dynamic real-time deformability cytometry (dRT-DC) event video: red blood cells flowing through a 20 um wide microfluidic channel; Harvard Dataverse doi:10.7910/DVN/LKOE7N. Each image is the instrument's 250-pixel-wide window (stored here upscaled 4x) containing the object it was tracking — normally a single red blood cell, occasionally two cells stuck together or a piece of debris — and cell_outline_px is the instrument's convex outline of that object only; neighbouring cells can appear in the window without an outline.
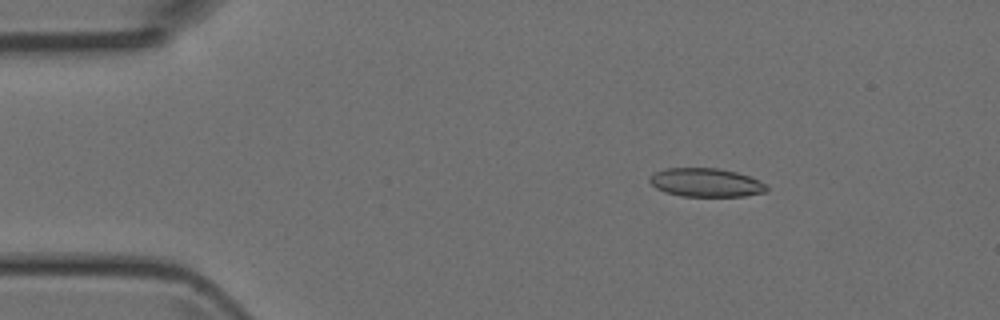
{"species": "Egyptian fruit bat (a non-hibernating species)", "species_latin": "Rousettus aegyptiacus", "temperature_condition": "room temperature", "stored_images_in_passage": 49, "camera_frame_rate_fps": 3000, "um_per_image_px": 0.085, "animal": {"sex": "female"}, "frame": {"image": 1, "passage_image": 8, "time_ms": 2.333, "image_size_px": [1000, 320], "cell_outline_px": [[768, 188], [764, 192], [744, 196], [680, 196], [664, 192], [656, 188], [648, 180], [648, 176], [664, 168], [716, 168], [736, 172], [748, 176], [764, 184]], "centroid_in_image_um": [59.93, 15.52], "position_along_channel_um": 25.1, "area_um2": 19.36}}
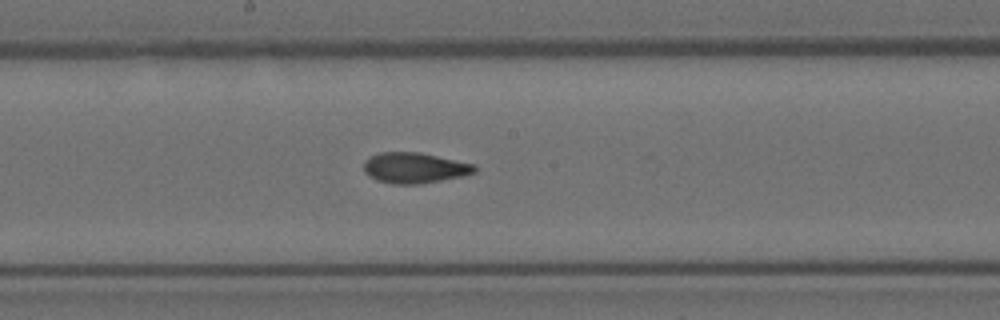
{"frame": {"image": 2, "passage_image": 26, "time_ms": 8.333, "image_size_px": [1000, 320], "cell_outline_px": [[476, 172], [464, 176], [420, 184], [396, 184], [376, 180], [368, 176], [364, 172], [364, 160], [368, 156], [380, 152], [420, 152], [476, 164]], "centroid_in_image_um": [35.23, 14.26], "position_along_channel_um": 213.0, "area_um2": 20.06}}
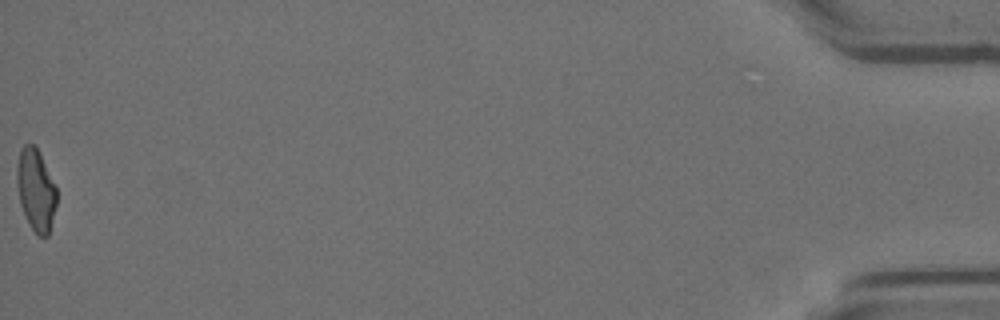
{"frame": {"image": 3, "passage_image": 49, "time_ms": 16.0, "image_size_px": [1000, 320], "cell_outline_px": [[56, 204], [48, 236], [36, 236], [28, 224], [20, 204], [16, 180], [16, 168], [20, 148], [24, 144], [32, 144], [36, 148], [56, 188]], "centroid_in_image_um": [3.01, 16.19], "position_along_channel_um": 432.2, "area_um2": 18.79}}